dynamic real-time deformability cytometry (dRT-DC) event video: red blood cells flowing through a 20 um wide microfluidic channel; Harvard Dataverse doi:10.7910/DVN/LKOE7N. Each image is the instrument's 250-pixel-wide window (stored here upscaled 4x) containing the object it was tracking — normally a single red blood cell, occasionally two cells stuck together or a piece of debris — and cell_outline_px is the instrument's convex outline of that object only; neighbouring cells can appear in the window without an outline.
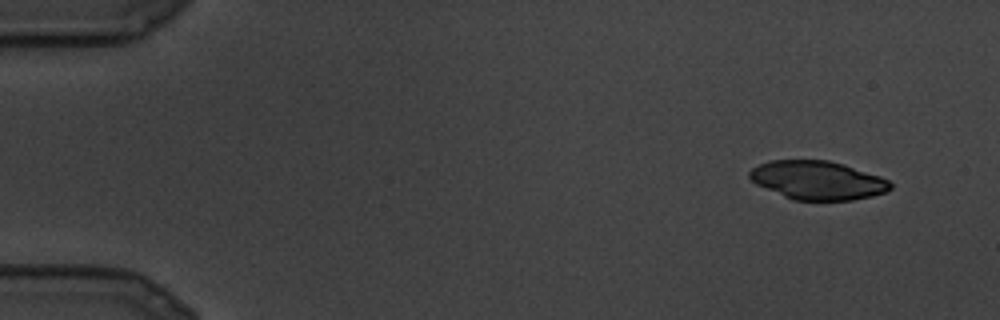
{"species": "common noctule bat (a hibernating species)", "species_latin": "Nyctalus noctula", "temperature_condition": "cold", "stored_images_in_passage": 9, "camera_frame_rate_fps": 3000, "um_per_image_px": 0.085, "animal": {"sex": "male", "body_mass_g": 19.5, "forearm_length_mm": 54.6}, "frame": {"image": 1, "passage_image": 1, "time_ms": 0.0, "image_size_px": [1000, 320], "cell_outline_px": [[892, 188], [884, 192], [872, 196], [852, 200], [792, 200], [756, 184], [748, 176], [748, 172], [752, 168], [768, 160], [828, 160], [844, 164], [880, 176], [888, 180], [892, 184]], "centroid_in_image_um": [69.48, 15.32], "position_along_channel_um": 15.5, "area_um2": 31.73}}